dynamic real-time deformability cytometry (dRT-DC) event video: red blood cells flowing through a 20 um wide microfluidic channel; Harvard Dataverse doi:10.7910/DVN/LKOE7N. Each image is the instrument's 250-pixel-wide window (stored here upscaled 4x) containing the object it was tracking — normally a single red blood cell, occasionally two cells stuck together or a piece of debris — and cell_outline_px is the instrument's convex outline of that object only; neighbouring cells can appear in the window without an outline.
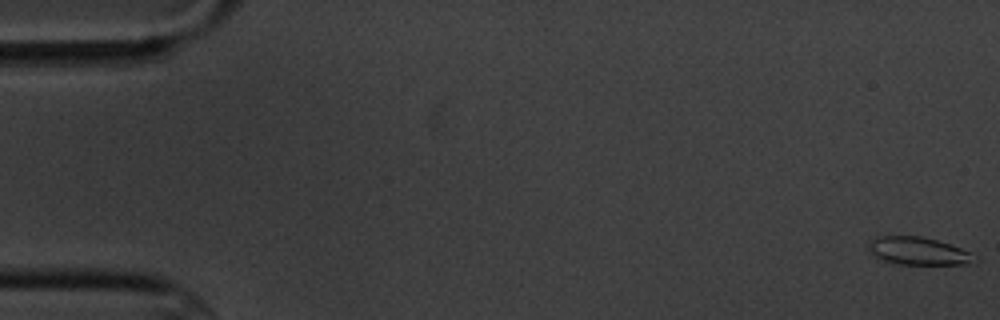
{"species": "common noctule bat (a hibernating species)", "species_latin": "Nyctalus noctula", "temperature_condition": "cold", "stored_images_in_passage": 7, "camera_frame_rate_fps": 3000, "um_per_image_px": 0.085, "animal": {"sex": "male", "body_mass_g": 20.1, "forearm_length_mm": 53.5}, "frame": {"image": 1, "passage_image": 1, "time_ms": 0.0, "image_size_px": [1000, 320], "cell_outline_px": [[980, 260], [968, 264], [900, 264], [884, 260], [872, 256], [868, 252], [868, 240], [876, 236], [920, 236], [936, 240], [972, 252]], "centroid_in_image_um": [78.03, 21.34], "position_along_channel_um": 7.0, "area_um2": 17.34}}
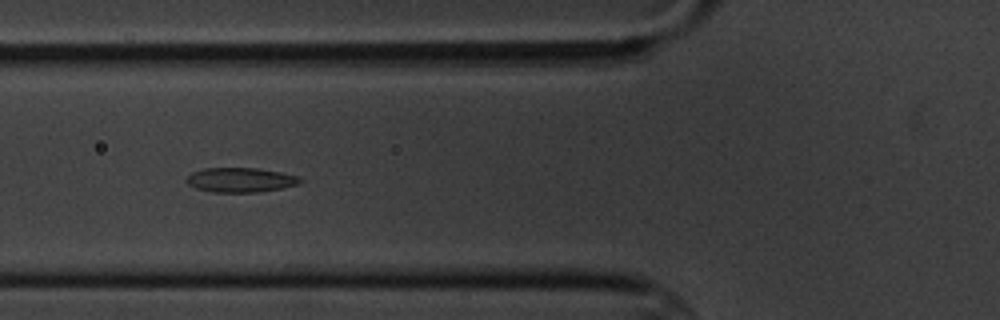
{"frame": {"image": 2, "passage_image": 6, "time_ms": 7.0, "image_size_px": [1000, 320], "cell_outline_px": [[304, 180], [296, 184], [280, 188], [260, 192], [212, 192], [196, 188], [188, 184], [184, 180], [192, 172], [204, 168], [256, 168], [280, 172], [296, 176]], "centroid_in_image_um": [20.39, 15.29], "position_along_channel_um": 105.4, "area_um2": 16.13}}
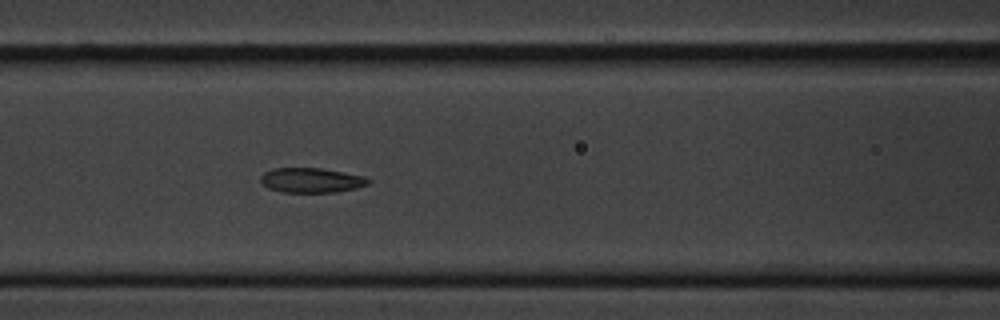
{"frame": {"image": 3, "passage_image": 7, "time_ms": 8.0, "image_size_px": [1000, 320], "cell_outline_px": [[372, 180], [368, 184], [356, 188], [336, 192], [280, 192], [268, 188], [260, 180], [260, 176], [264, 172], [272, 168], [320, 168], [364, 176]], "centroid_in_image_um": [26.45, 15.32], "position_along_channel_um": 140.2, "area_um2": 15.55}}